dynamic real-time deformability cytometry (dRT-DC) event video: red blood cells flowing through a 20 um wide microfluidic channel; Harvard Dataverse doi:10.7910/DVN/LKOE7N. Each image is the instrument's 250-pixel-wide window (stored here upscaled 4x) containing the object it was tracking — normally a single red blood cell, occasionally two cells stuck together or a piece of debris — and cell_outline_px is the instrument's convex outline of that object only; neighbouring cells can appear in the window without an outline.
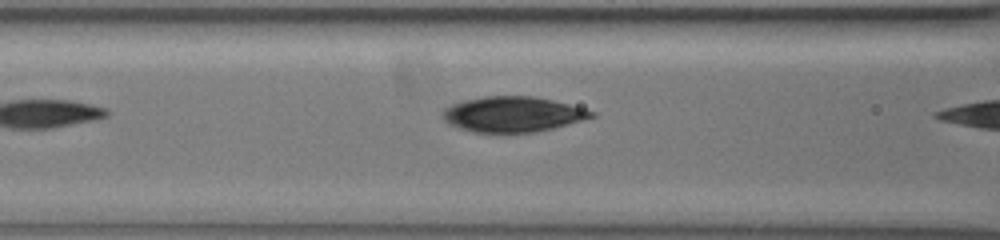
{"species": "common noctule bat (a hibernating species)", "species_latin": "Nyctalus noctula", "temperature_condition": "warm", "stored_images_in_passage": 5, "camera_frame_rate_fps": 3000, "um_per_image_px": 0.085, "animal": {"sex": "female", "body_mass_g": 19.5, "forearm_length_mm": 54.1}, "frame": {"image": 1, "passage_image": 4, "time_ms": 3.0, "image_size_px": [1000, 240], "cell_outline_px": [[596, 116], [552, 128], [532, 132], [476, 132], [460, 128], [448, 124], [444, 120], [444, 108], [452, 104], [464, 100], [484, 96], [532, 96], [552, 100], [568, 104], [596, 112]], "centroid_in_image_um": [43.57, 9.7], "position_along_channel_um": 123.0, "area_um2": 30.23}}